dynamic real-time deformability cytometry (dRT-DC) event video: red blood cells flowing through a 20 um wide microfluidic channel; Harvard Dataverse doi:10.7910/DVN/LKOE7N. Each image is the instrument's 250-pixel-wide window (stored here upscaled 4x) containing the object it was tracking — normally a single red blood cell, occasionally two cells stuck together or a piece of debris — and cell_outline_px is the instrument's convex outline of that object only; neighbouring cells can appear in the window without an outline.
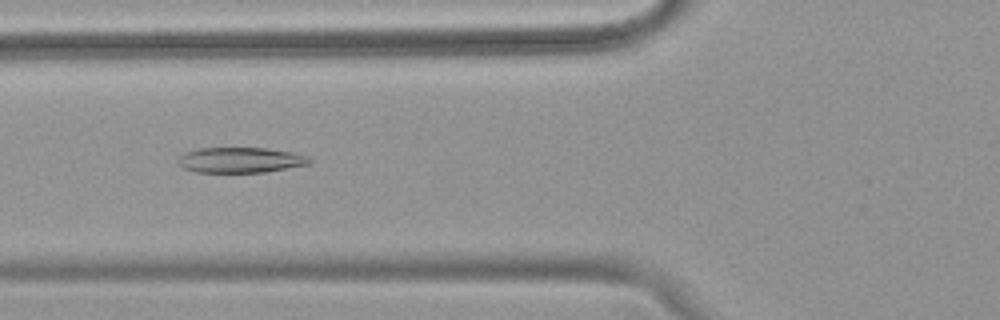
{"species": "common noctule bat (a hibernating species)", "species_latin": "Nyctalus noctula", "temperature_condition": "warm", "stored_images_in_passage": 52, "camera_frame_rate_fps": 3000, "um_per_image_px": 0.085, "animal": {"sex": "female", "body_mass_g": 18.4}, "frame": {"image": 1, "passage_image": 20, "time_ms": 6.333, "image_size_px": [1000, 320], "cell_outline_px": [[312, 164], [264, 172], [196, 172], [184, 168], [176, 160], [184, 152], [196, 148], [264, 148], [292, 152], [308, 156], [312, 160]], "centroid_in_image_um": [20.45, 13.6], "position_along_channel_um": 105.4, "area_um2": 19.54}}
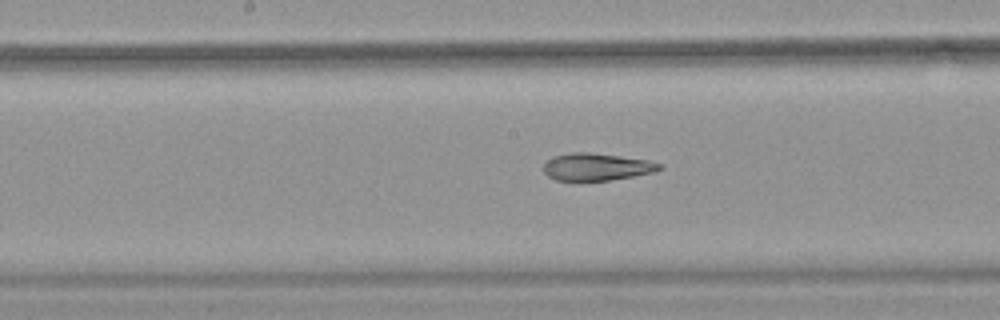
{"frame": {"image": 2, "passage_image": 27, "time_ms": 8.667, "image_size_px": [1000, 320], "cell_outline_px": [[664, 168], [652, 172], [632, 176], [608, 180], [556, 180], [548, 176], [544, 172], [544, 160], [552, 156], [572, 152], [588, 152], [620, 156], [648, 160], [664, 164]], "centroid_in_image_um": [50.69, 14.16], "position_along_channel_um": 197.5, "area_um2": 18.44}}
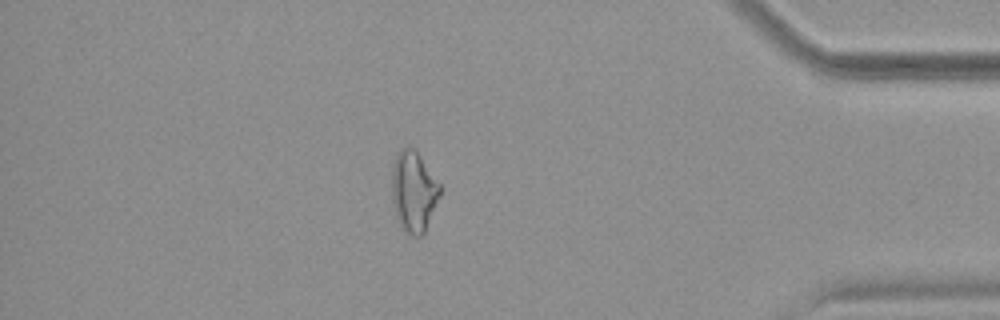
{"frame": {"image": 3, "passage_image": 45, "time_ms": 14.667, "image_size_px": [1000, 320], "cell_outline_px": [[440, 196], [424, 232], [420, 236], [412, 236], [404, 232], [400, 228], [396, 220], [392, 200], [392, 164], [400, 148], [404, 144], [408, 144], [416, 152], [440, 184]], "centroid_in_image_um": [35.12, 16.29], "position_along_channel_um": 400.1, "area_um2": 22.77}, "authors_computed_cell_mechanics": {"area_um2": 22.5998, "velocity_mm_per_s": 3.9562, "shape_relaxation_time_tau1_ms": null, "shape_relaxation_time_tau2_ms": 2.2109, "deformation_change_tau1": null, "deformation_change_tau2": 0.0999}}